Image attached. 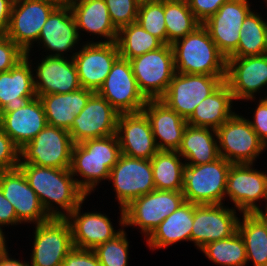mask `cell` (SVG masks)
<instances>
[{"label": "cell", "instance_id": "cell-46", "mask_svg": "<svg viewBox=\"0 0 267 266\" xmlns=\"http://www.w3.org/2000/svg\"><path fill=\"white\" fill-rule=\"evenodd\" d=\"M228 1L230 0H191L189 7L195 18L202 24Z\"/></svg>", "mask_w": 267, "mask_h": 266}, {"label": "cell", "instance_id": "cell-35", "mask_svg": "<svg viewBox=\"0 0 267 266\" xmlns=\"http://www.w3.org/2000/svg\"><path fill=\"white\" fill-rule=\"evenodd\" d=\"M267 19L251 11L241 26L237 49L229 57L259 56L267 53Z\"/></svg>", "mask_w": 267, "mask_h": 266}, {"label": "cell", "instance_id": "cell-39", "mask_svg": "<svg viewBox=\"0 0 267 266\" xmlns=\"http://www.w3.org/2000/svg\"><path fill=\"white\" fill-rule=\"evenodd\" d=\"M136 22L163 44H167L164 0L139 5Z\"/></svg>", "mask_w": 267, "mask_h": 266}, {"label": "cell", "instance_id": "cell-26", "mask_svg": "<svg viewBox=\"0 0 267 266\" xmlns=\"http://www.w3.org/2000/svg\"><path fill=\"white\" fill-rule=\"evenodd\" d=\"M3 131L21 149L47 125L43 105L38 96L15 111L0 112Z\"/></svg>", "mask_w": 267, "mask_h": 266}, {"label": "cell", "instance_id": "cell-48", "mask_svg": "<svg viewBox=\"0 0 267 266\" xmlns=\"http://www.w3.org/2000/svg\"><path fill=\"white\" fill-rule=\"evenodd\" d=\"M14 0H0V33H4L9 25Z\"/></svg>", "mask_w": 267, "mask_h": 266}, {"label": "cell", "instance_id": "cell-54", "mask_svg": "<svg viewBox=\"0 0 267 266\" xmlns=\"http://www.w3.org/2000/svg\"><path fill=\"white\" fill-rule=\"evenodd\" d=\"M267 102V95L265 97H262Z\"/></svg>", "mask_w": 267, "mask_h": 266}, {"label": "cell", "instance_id": "cell-8", "mask_svg": "<svg viewBox=\"0 0 267 266\" xmlns=\"http://www.w3.org/2000/svg\"><path fill=\"white\" fill-rule=\"evenodd\" d=\"M73 146L74 142L67 130L47 124L20 149L19 164L69 169Z\"/></svg>", "mask_w": 267, "mask_h": 266}, {"label": "cell", "instance_id": "cell-44", "mask_svg": "<svg viewBox=\"0 0 267 266\" xmlns=\"http://www.w3.org/2000/svg\"><path fill=\"white\" fill-rule=\"evenodd\" d=\"M253 113V121L249 119L251 127L256 132L259 140L267 148V102L259 97Z\"/></svg>", "mask_w": 267, "mask_h": 266}, {"label": "cell", "instance_id": "cell-12", "mask_svg": "<svg viewBox=\"0 0 267 266\" xmlns=\"http://www.w3.org/2000/svg\"><path fill=\"white\" fill-rule=\"evenodd\" d=\"M30 266H62L72 250V232L65 218H51L34 226Z\"/></svg>", "mask_w": 267, "mask_h": 266}, {"label": "cell", "instance_id": "cell-41", "mask_svg": "<svg viewBox=\"0 0 267 266\" xmlns=\"http://www.w3.org/2000/svg\"><path fill=\"white\" fill-rule=\"evenodd\" d=\"M105 2L110 19L118 30L136 22L139 9L136 0H105Z\"/></svg>", "mask_w": 267, "mask_h": 266}, {"label": "cell", "instance_id": "cell-16", "mask_svg": "<svg viewBox=\"0 0 267 266\" xmlns=\"http://www.w3.org/2000/svg\"><path fill=\"white\" fill-rule=\"evenodd\" d=\"M235 208L224 204H194L191 242L198 250L207 243L228 238L238 231Z\"/></svg>", "mask_w": 267, "mask_h": 266}, {"label": "cell", "instance_id": "cell-37", "mask_svg": "<svg viewBox=\"0 0 267 266\" xmlns=\"http://www.w3.org/2000/svg\"><path fill=\"white\" fill-rule=\"evenodd\" d=\"M200 251L219 266L247 265L245 243L238 231L228 238L207 243Z\"/></svg>", "mask_w": 267, "mask_h": 266}, {"label": "cell", "instance_id": "cell-51", "mask_svg": "<svg viewBox=\"0 0 267 266\" xmlns=\"http://www.w3.org/2000/svg\"><path fill=\"white\" fill-rule=\"evenodd\" d=\"M167 2H172V3H183L189 5L191 0H165Z\"/></svg>", "mask_w": 267, "mask_h": 266}, {"label": "cell", "instance_id": "cell-18", "mask_svg": "<svg viewBox=\"0 0 267 266\" xmlns=\"http://www.w3.org/2000/svg\"><path fill=\"white\" fill-rule=\"evenodd\" d=\"M80 203L65 219L69 222L72 232V242L75 248L94 250L98 245L112 240L124 228V209L119 207V226L115 230L108 215L101 212H81Z\"/></svg>", "mask_w": 267, "mask_h": 266}, {"label": "cell", "instance_id": "cell-1", "mask_svg": "<svg viewBox=\"0 0 267 266\" xmlns=\"http://www.w3.org/2000/svg\"><path fill=\"white\" fill-rule=\"evenodd\" d=\"M18 168L51 218H66L80 203L87 200L88 196L79 188L70 169L33 164H19Z\"/></svg>", "mask_w": 267, "mask_h": 266}, {"label": "cell", "instance_id": "cell-4", "mask_svg": "<svg viewBox=\"0 0 267 266\" xmlns=\"http://www.w3.org/2000/svg\"><path fill=\"white\" fill-rule=\"evenodd\" d=\"M231 165L222 157L211 163L186 165L182 190L185 201L196 205L224 204Z\"/></svg>", "mask_w": 267, "mask_h": 266}, {"label": "cell", "instance_id": "cell-10", "mask_svg": "<svg viewBox=\"0 0 267 266\" xmlns=\"http://www.w3.org/2000/svg\"><path fill=\"white\" fill-rule=\"evenodd\" d=\"M225 79L226 76L175 73L168 89L159 100L188 120L197 105L212 94Z\"/></svg>", "mask_w": 267, "mask_h": 266}, {"label": "cell", "instance_id": "cell-36", "mask_svg": "<svg viewBox=\"0 0 267 266\" xmlns=\"http://www.w3.org/2000/svg\"><path fill=\"white\" fill-rule=\"evenodd\" d=\"M120 57L133 59L160 48L163 43L144 30L137 22L123 26L118 30L116 41Z\"/></svg>", "mask_w": 267, "mask_h": 266}, {"label": "cell", "instance_id": "cell-32", "mask_svg": "<svg viewBox=\"0 0 267 266\" xmlns=\"http://www.w3.org/2000/svg\"><path fill=\"white\" fill-rule=\"evenodd\" d=\"M177 152L186 165L216 161L220 158L216 130L187 125Z\"/></svg>", "mask_w": 267, "mask_h": 266}, {"label": "cell", "instance_id": "cell-21", "mask_svg": "<svg viewBox=\"0 0 267 266\" xmlns=\"http://www.w3.org/2000/svg\"><path fill=\"white\" fill-rule=\"evenodd\" d=\"M248 0H230L202 25L208 30L218 50L228 58L238 47L241 26L252 11Z\"/></svg>", "mask_w": 267, "mask_h": 266}, {"label": "cell", "instance_id": "cell-7", "mask_svg": "<svg viewBox=\"0 0 267 266\" xmlns=\"http://www.w3.org/2000/svg\"><path fill=\"white\" fill-rule=\"evenodd\" d=\"M220 157L232 164L255 163L267 150L249 119L236 112L217 130Z\"/></svg>", "mask_w": 267, "mask_h": 266}, {"label": "cell", "instance_id": "cell-43", "mask_svg": "<svg viewBox=\"0 0 267 266\" xmlns=\"http://www.w3.org/2000/svg\"><path fill=\"white\" fill-rule=\"evenodd\" d=\"M19 163L20 149L0 125V171L16 169Z\"/></svg>", "mask_w": 267, "mask_h": 266}, {"label": "cell", "instance_id": "cell-31", "mask_svg": "<svg viewBox=\"0 0 267 266\" xmlns=\"http://www.w3.org/2000/svg\"><path fill=\"white\" fill-rule=\"evenodd\" d=\"M233 102L232 92L224 81L212 94L197 105L187 120V124L217 130L235 113Z\"/></svg>", "mask_w": 267, "mask_h": 266}, {"label": "cell", "instance_id": "cell-40", "mask_svg": "<svg viewBox=\"0 0 267 266\" xmlns=\"http://www.w3.org/2000/svg\"><path fill=\"white\" fill-rule=\"evenodd\" d=\"M126 235L123 229L115 238L94 249L101 266H128L130 243Z\"/></svg>", "mask_w": 267, "mask_h": 266}, {"label": "cell", "instance_id": "cell-52", "mask_svg": "<svg viewBox=\"0 0 267 266\" xmlns=\"http://www.w3.org/2000/svg\"><path fill=\"white\" fill-rule=\"evenodd\" d=\"M57 2L59 5H69L73 0H53Z\"/></svg>", "mask_w": 267, "mask_h": 266}, {"label": "cell", "instance_id": "cell-33", "mask_svg": "<svg viewBox=\"0 0 267 266\" xmlns=\"http://www.w3.org/2000/svg\"><path fill=\"white\" fill-rule=\"evenodd\" d=\"M240 215L238 232L245 243L247 264L267 266V211Z\"/></svg>", "mask_w": 267, "mask_h": 266}, {"label": "cell", "instance_id": "cell-17", "mask_svg": "<svg viewBox=\"0 0 267 266\" xmlns=\"http://www.w3.org/2000/svg\"><path fill=\"white\" fill-rule=\"evenodd\" d=\"M226 83L236 100L255 101L267 88V53L259 56L228 57Z\"/></svg>", "mask_w": 267, "mask_h": 266}, {"label": "cell", "instance_id": "cell-34", "mask_svg": "<svg viewBox=\"0 0 267 266\" xmlns=\"http://www.w3.org/2000/svg\"><path fill=\"white\" fill-rule=\"evenodd\" d=\"M177 151L159 150L150 160L157 190L182 191L185 162Z\"/></svg>", "mask_w": 267, "mask_h": 266}, {"label": "cell", "instance_id": "cell-45", "mask_svg": "<svg viewBox=\"0 0 267 266\" xmlns=\"http://www.w3.org/2000/svg\"><path fill=\"white\" fill-rule=\"evenodd\" d=\"M62 266H101L94 250L73 247L66 255Z\"/></svg>", "mask_w": 267, "mask_h": 266}, {"label": "cell", "instance_id": "cell-25", "mask_svg": "<svg viewBox=\"0 0 267 266\" xmlns=\"http://www.w3.org/2000/svg\"><path fill=\"white\" fill-rule=\"evenodd\" d=\"M30 52L12 69L0 73V112L15 111L35 98L33 60Z\"/></svg>", "mask_w": 267, "mask_h": 266}, {"label": "cell", "instance_id": "cell-15", "mask_svg": "<svg viewBox=\"0 0 267 266\" xmlns=\"http://www.w3.org/2000/svg\"><path fill=\"white\" fill-rule=\"evenodd\" d=\"M90 39L92 41L80 43L73 61L81 87L97 92L120 54L116 42H94V37Z\"/></svg>", "mask_w": 267, "mask_h": 266}, {"label": "cell", "instance_id": "cell-13", "mask_svg": "<svg viewBox=\"0 0 267 266\" xmlns=\"http://www.w3.org/2000/svg\"><path fill=\"white\" fill-rule=\"evenodd\" d=\"M109 181L112 182L115 199L123 209L132 200L156 189L150 160L124 154L110 170Z\"/></svg>", "mask_w": 267, "mask_h": 266}, {"label": "cell", "instance_id": "cell-5", "mask_svg": "<svg viewBox=\"0 0 267 266\" xmlns=\"http://www.w3.org/2000/svg\"><path fill=\"white\" fill-rule=\"evenodd\" d=\"M140 92L147 100L160 99L175 75L171 44L129 60Z\"/></svg>", "mask_w": 267, "mask_h": 266}, {"label": "cell", "instance_id": "cell-11", "mask_svg": "<svg viewBox=\"0 0 267 266\" xmlns=\"http://www.w3.org/2000/svg\"><path fill=\"white\" fill-rule=\"evenodd\" d=\"M58 5L53 0H14L4 34L24 52H31L47 18Z\"/></svg>", "mask_w": 267, "mask_h": 266}, {"label": "cell", "instance_id": "cell-47", "mask_svg": "<svg viewBox=\"0 0 267 266\" xmlns=\"http://www.w3.org/2000/svg\"><path fill=\"white\" fill-rule=\"evenodd\" d=\"M22 224L18 219L13 205L4 197L0 187V229Z\"/></svg>", "mask_w": 267, "mask_h": 266}, {"label": "cell", "instance_id": "cell-14", "mask_svg": "<svg viewBox=\"0 0 267 266\" xmlns=\"http://www.w3.org/2000/svg\"><path fill=\"white\" fill-rule=\"evenodd\" d=\"M97 93L120 114L140 112L147 102L138 88L130 61L120 56Z\"/></svg>", "mask_w": 267, "mask_h": 266}, {"label": "cell", "instance_id": "cell-9", "mask_svg": "<svg viewBox=\"0 0 267 266\" xmlns=\"http://www.w3.org/2000/svg\"><path fill=\"white\" fill-rule=\"evenodd\" d=\"M254 166V163L232 164L227 175L225 198L229 197L240 214L267 211L266 172ZM258 201H265L264 210Z\"/></svg>", "mask_w": 267, "mask_h": 266}, {"label": "cell", "instance_id": "cell-53", "mask_svg": "<svg viewBox=\"0 0 267 266\" xmlns=\"http://www.w3.org/2000/svg\"><path fill=\"white\" fill-rule=\"evenodd\" d=\"M139 5L145 4V3H151V2H157L161 0H136Z\"/></svg>", "mask_w": 267, "mask_h": 266}, {"label": "cell", "instance_id": "cell-38", "mask_svg": "<svg viewBox=\"0 0 267 266\" xmlns=\"http://www.w3.org/2000/svg\"><path fill=\"white\" fill-rule=\"evenodd\" d=\"M164 16L167 30V44L192 33L201 23L195 18L189 5L164 0Z\"/></svg>", "mask_w": 267, "mask_h": 266}, {"label": "cell", "instance_id": "cell-6", "mask_svg": "<svg viewBox=\"0 0 267 266\" xmlns=\"http://www.w3.org/2000/svg\"><path fill=\"white\" fill-rule=\"evenodd\" d=\"M185 202L182 191L153 190L124 208V227L137 226L145 239Z\"/></svg>", "mask_w": 267, "mask_h": 266}, {"label": "cell", "instance_id": "cell-24", "mask_svg": "<svg viewBox=\"0 0 267 266\" xmlns=\"http://www.w3.org/2000/svg\"><path fill=\"white\" fill-rule=\"evenodd\" d=\"M36 95L70 93L81 88L73 58L45 56L34 66Z\"/></svg>", "mask_w": 267, "mask_h": 266}, {"label": "cell", "instance_id": "cell-28", "mask_svg": "<svg viewBox=\"0 0 267 266\" xmlns=\"http://www.w3.org/2000/svg\"><path fill=\"white\" fill-rule=\"evenodd\" d=\"M70 9L79 32L90 33L92 37H102L104 40L95 42H116L118 29L110 19L105 0H73Z\"/></svg>", "mask_w": 267, "mask_h": 266}, {"label": "cell", "instance_id": "cell-42", "mask_svg": "<svg viewBox=\"0 0 267 266\" xmlns=\"http://www.w3.org/2000/svg\"><path fill=\"white\" fill-rule=\"evenodd\" d=\"M25 57V52L4 33H0V73L12 69Z\"/></svg>", "mask_w": 267, "mask_h": 266}, {"label": "cell", "instance_id": "cell-49", "mask_svg": "<svg viewBox=\"0 0 267 266\" xmlns=\"http://www.w3.org/2000/svg\"><path fill=\"white\" fill-rule=\"evenodd\" d=\"M8 248L0 252V266H30L28 261H21L9 255Z\"/></svg>", "mask_w": 267, "mask_h": 266}, {"label": "cell", "instance_id": "cell-29", "mask_svg": "<svg viewBox=\"0 0 267 266\" xmlns=\"http://www.w3.org/2000/svg\"><path fill=\"white\" fill-rule=\"evenodd\" d=\"M93 93L94 91L81 87L70 93L39 96L47 124L69 131L75 117L83 110Z\"/></svg>", "mask_w": 267, "mask_h": 266}, {"label": "cell", "instance_id": "cell-22", "mask_svg": "<svg viewBox=\"0 0 267 266\" xmlns=\"http://www.w3.org/2000/svg\"><path fill=\"white\" fill-rule=\"evenodd\" d=\"M0 187L21 223L36 225L51 219L19 168L0 171Z\"/></svg>", "mask_w": 267, "mask_h": 266}, {"label": "cell", "instance_id": "cell-30", "mask_svg": "<svg viewBox=\"0 0 267 266\" xmlns=\"http://www.w3.org/2000/svg\"><path fill=\"white\" fill-rule=\"evenodd\" d=\"M193 218L194 204L185 201L145 239L149 249H165L181 241L191 242Z\"/></svg>", "mask_w": 267, "mask_h": 266}, {"label": "cell", "instance_id": "cell-50", "mask_svg": "<svg viewBox=\"0 0 267 266\" xmlns=\"http://www.w3.org/2000/svg\"><path fill=\"white\" fill-rule=\"evenodd\" d=\"M6 242L7 240L5 237V232H3V230L0 229V252H3L8 248Z\"/></svg>", "mask_w": 267, "mask_h": 266}, {"label": "cell", "instance_id": "cell-23", "mask_svg": "<svg viewBox=\"0 0 267 266\" xmlns=\"http://www.w3.org/2000/svg\"><path fill=\"white\" fill-rule=\"evenodd\" d=\"M116 135L121 153L126 156L151 160L159 151L150 122L143 111L120 114Z\"/></svg>", "mask_w": 267, "mask_h": 266}, {"label": "cell", "instance_id": "cell-20", "mask_svg": "<svg viewBox=\"0 0 267 266\" xmlns=\"http://www.w3.org/2000/svg\"><path fill=\"white\" fill-rule=\"evenodd\" d=\"M81 39L70 6L58 5L47 18L36 44L45 48L44 52L49 51L47 56L73 58ZM68 52L72 54L69 56Z\"/></svg>", "mask_w": 267, "mask_h": 266}, {"label": "cell", "instance_id": "cell-27", "mask_svg": "<svg viewBox=\"0 0 267 266\" xmlns=\"http://www.w3.org/2000/svg\"><path fill=\"white\" fill-rule=\"evenodd\" d=\"M142 111L150 122L158 150L177 151L188 125L187 120L159 99L147 100Z\"/></svg>", "mask_w": 267, "mask_h": 266}, {"label": "cell", "instance_id": "cell-2", "mask_svg": "<svg viewBox=\"0 0 267 266\" xmlns=\"http://www.w3.org/2000/svg\"><path fill=\"white\" fill-rule=\"evenodd\" d=\"M121 154L116 134L74 144L69 169L79 188L88 197L101 181H108L110 170ZM75 176L80 177L78 179Z\"/></svg>", "mask_w": 267, "mask_h": 266}, {"label": "cell", "instance_id": "cell-19", "mask_svg": "<svg viewBox=\"0 0 267 266\" xmlns=\"http://www.w3.org/2000/svg\"><path fill=\"white\" fill-rule=\"evenodd\" d=\"M119 115L104 97L94 92L68 132L74 144L115 135Z\"/></svg>", "mask_w": 267, "mask_h": 266}, {"label": "cell", "instance_id": "cell-3", "mask_svg": "<svg viewBox=\"0 0 267 266\" xmlns=\"http://www.w3.org/2000/svg\"><path fill=\"white\" fill-rule=\"evenodd\" d=\"M171 46L176 73L226 76L227 58L202 24Z\"/></svg>", "mask_w": 267, "mask_h": 266}]
</instances>
